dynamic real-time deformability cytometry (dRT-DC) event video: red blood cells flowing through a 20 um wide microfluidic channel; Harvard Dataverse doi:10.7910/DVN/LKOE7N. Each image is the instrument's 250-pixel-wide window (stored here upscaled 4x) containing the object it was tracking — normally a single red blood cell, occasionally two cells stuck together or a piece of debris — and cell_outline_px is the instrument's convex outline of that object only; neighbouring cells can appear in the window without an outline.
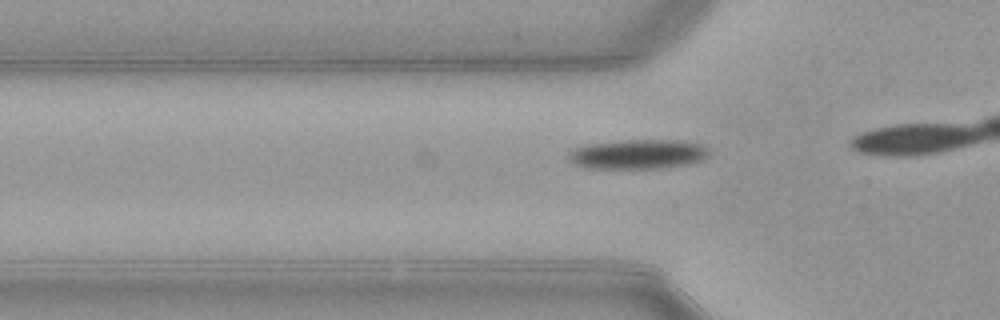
{"species": "common noctule bat (a hibernating species)", "species_latin": "Nyctalus noctula", "temperature_condition": "warm", "stored_images_in_passage": 10, "camera_frame_rate_fps": 3000, "um_per_image_px": 0.085, "animal": {"sex": "female", "body_mass_g": 21.9}, "frame": {"image": 1, "passage_image": 5, "time_ms": 1.333, "image_size_px": [1000, 320], "cell_outline_px": [[708, 156], [700, 160], [688, 164], [660, 168], [584, 168], [572, 164], [568, 160], [568, 152], [572, 148], [584, 144], [624, 140], [684, 140], [700, 144], [708, 148]], "centroid_in_image_um": [54.15, 13.1], "position_along_channel_um": 71.6, "area_um2": 24.51}}
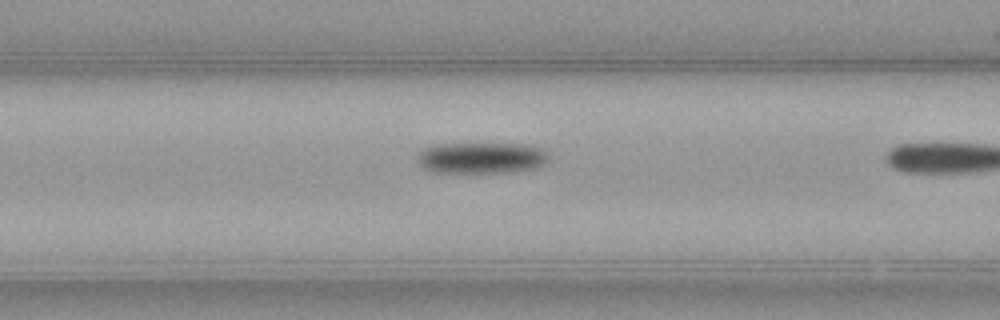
{"frame": {"image": 2, "passage_image": 9, "time_ms": 2.667, "image_size_px": [1000, 320], "cell_outline_px": [[548, 160], [536, 168], [508, 172], [436, 172], [420, 168], [416, 160], [416, 156], [424, 148], [436, 144], [528, 144], [540, 148], [548, 152]], "centroid_in_image_um": [40.88, 13.41], "position_along_channel_um": 125.7, "area_um2": 23.99}}